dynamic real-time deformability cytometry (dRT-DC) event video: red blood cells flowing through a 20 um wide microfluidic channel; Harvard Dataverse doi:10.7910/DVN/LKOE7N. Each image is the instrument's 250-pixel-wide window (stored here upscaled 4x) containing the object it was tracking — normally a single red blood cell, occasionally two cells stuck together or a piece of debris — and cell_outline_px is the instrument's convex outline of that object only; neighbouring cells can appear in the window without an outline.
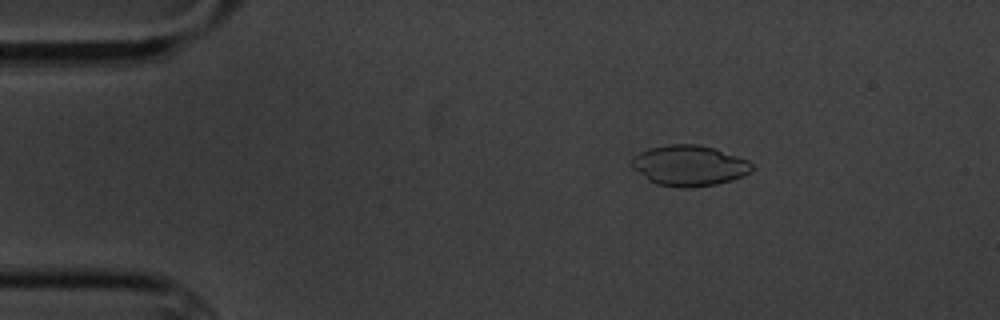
{"species": "common noctule bat (a hibernating species)", "species_latin": "Nyctalus noctula", "temperature_condition": "cold", "stored_images_in_passage": 4, "camera_frame_rate_fps": 3000, "um_per_image_px": 0.085, "animal": {"sex": "male", "body_mass_g": 20.1, "forearm_length_mm": 53.5}, "frame": {"image": 1, "passage_image": 3, "time_ms": 2.333, "image_size_px": [1000, 320], "cell_outline_px": [[752, 172], [732, 180], [716, 184], [684, 188], [656, 184], [648, 180], [632, 168], [628, 164], [632, 156], [648, 148], [668, 144], [696, 144], [712, 148], [748, 160], [752, 164]], "centroid_in_image_um": [58.52, 14.07], "position_along_channel_um": 26.5, "area_um2": 28.5}}